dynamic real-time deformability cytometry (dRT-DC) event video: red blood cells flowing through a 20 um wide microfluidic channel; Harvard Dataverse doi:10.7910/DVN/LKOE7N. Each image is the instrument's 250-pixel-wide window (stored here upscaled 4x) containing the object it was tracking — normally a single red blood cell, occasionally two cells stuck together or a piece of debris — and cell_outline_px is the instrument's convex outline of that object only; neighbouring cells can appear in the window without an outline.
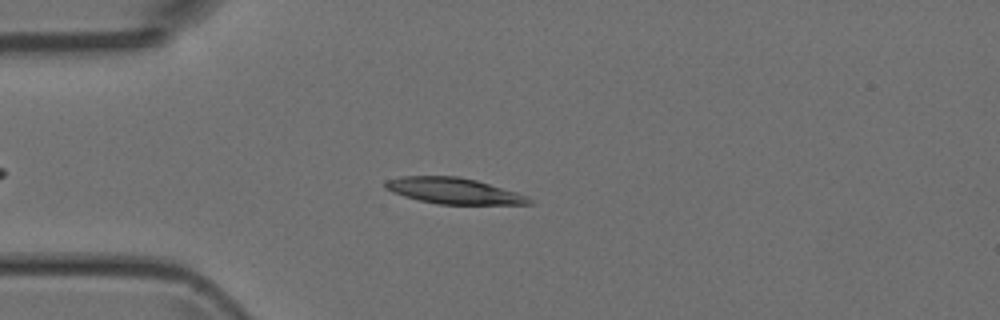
{"species": "Egyptian fruit bat (a non-hibernating species)", "species_latin": "Rousettus aegyptiacus", "temperature_condition": "room temperature", "stored_images_in_passage": 43, "camera_frame_rate_fps": 3000, "um_per_image_px": 0.085, "animal": {"sex": "female"}, "frame": {"image": 1, "passage_image": 10, "time_ms": 3.0, "image_size_px": [1000, 320], "cell_outline_px": [[532, 204], [436, 204], [404, 196], [392, 192], [384, 188], [384, 180], [400, 176], [456, 176], [476, 180], [516, 192], [528, 196], [532, 200]], "centroid_in_image_um": [38.52, 16.22], "position_along_channel_um": 46.5, "area_um2": 21.73}}
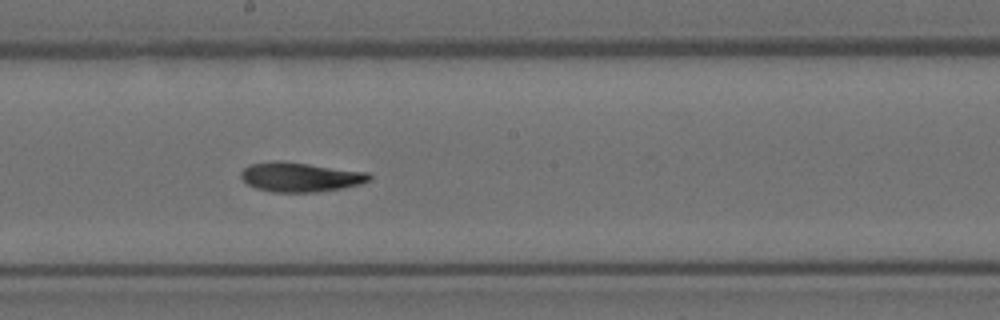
{"frame": {"image": 2, "passage_image": 24, "time_ms": 7.667, "image_size_px": [1000, 320], "cell_outline_px": [[372, 180], [360, 184], [340, 188], [316, 192], [272, 192], [256, 188], [248, 184], [240, 176], [240, 172], [248, 164], [272, 160], [280, 160], [368, 172], [372, 176]], "centroid_in_image_um": [25.5, 15.03], "position_along_channel_um": 222.7, "area_um2": 22.14}}
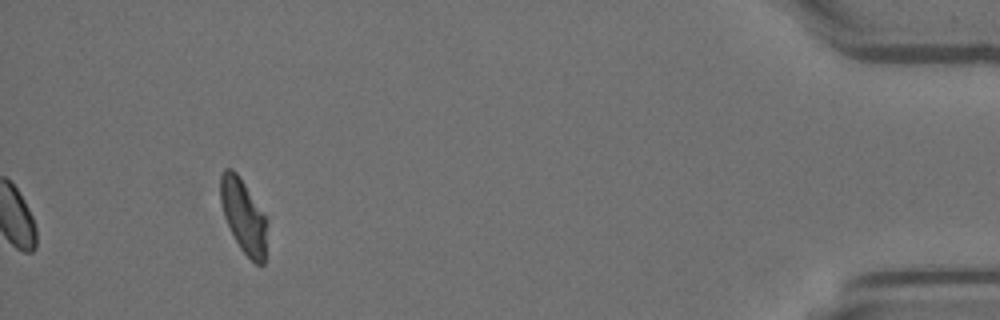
{"frame": {"image": 3, "passage_image": 43, "time_ms": 14.0, "image_size_px": [1000, 320], "cell_outline_px": [[264, 264], [256, 264], [240, 248], [224, 216], [220, 200], [220, 176], [224, 168], [232, 168], [236, 172], [244, 184], [264, 216]], "centroid_in_image_um": [20.62, 18.31], "position_along_channel_um": 414.6, "area_um2": 18.9}}